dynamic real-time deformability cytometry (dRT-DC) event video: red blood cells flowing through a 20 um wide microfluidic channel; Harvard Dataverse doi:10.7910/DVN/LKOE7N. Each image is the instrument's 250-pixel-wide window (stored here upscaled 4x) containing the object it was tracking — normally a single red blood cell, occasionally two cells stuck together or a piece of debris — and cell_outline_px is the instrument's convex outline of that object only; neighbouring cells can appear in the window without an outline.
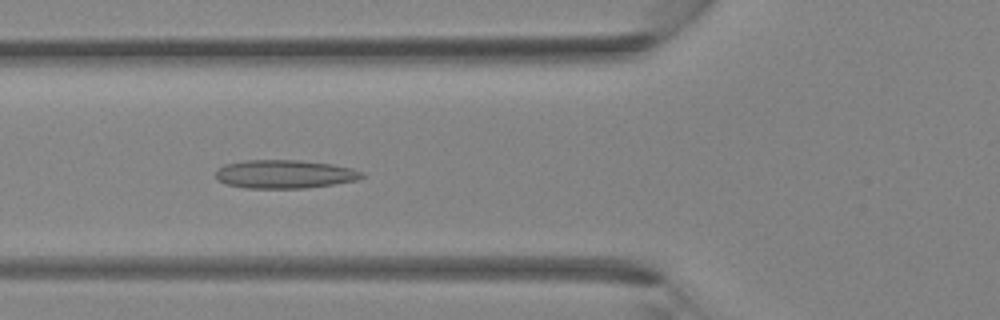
{"species": "Egyptian fruit bat (a non-hibernating species)", "species_latin": "Rousettus aegyptiacus", "temperature_condition": "room temperature", "stored_images_in_passage": 35, "camera_frame_rate_fps": 3000, "um_per_image_px": 0.085, "animal": {"sex": "female"}, "frame": {"image": 1, "passage_image": 14, "time_ms": 4.333, "image_size_px": [1000, 320], "cell_outline_px": [[364, 176], [356, 180], [332, 184], [304, 188], [244, 188], [224, 184], [216, 180], [216, 172], [224, 164], [244, 160], [296, 160], [332, 164], [352, 168], [364, 172]], "centroid_in_image_um": [24.16, 14.8], "position_along_channel_um": 101.6, "area_um2": 24.28}}
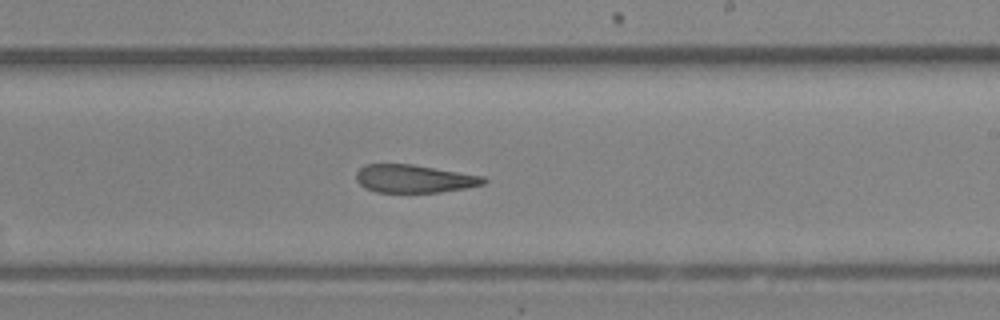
{"frame": {"image": 2, "passage_image": 23, "time_ms": 7.333, "image_size_px": [1000, 320], "cell_outline_px": [[488, 180], [484, 184], [464, 188], [440, 192], [376, 192], [364, 188], [356, 180], [356, 172], [364, 164], [412, 164], [484, 176]], "centroid_in_image_um": [35.18, 15.19], "position_along_channel_um": 253.8, "area_um2": 20.81}}
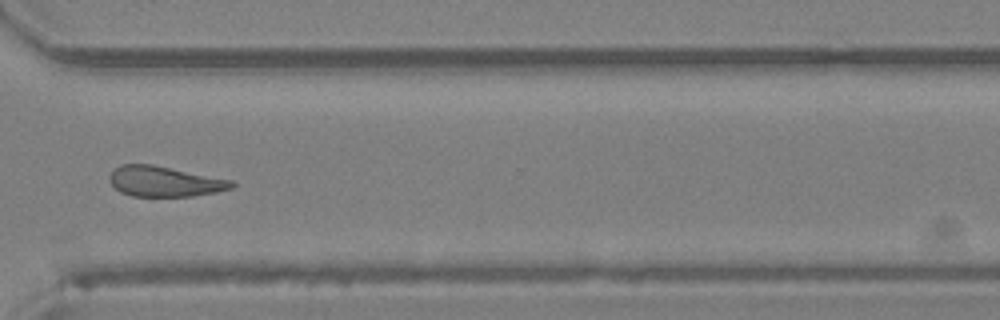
{"frame": {"image": 3, "passage_image": 29, "time_ms": 9.333, "image_size_px": [1000, 320], "cell_outline_px": [[236, 184], [232, 188], [216, 192], [192, 196], [132, 196], [120, 192], [108, 180], [108, 176], [120, 164], [152, 164], [236, 180]], "centroid_in_image_um": [14.03, 15.41], "position_along_channel_um": 356.6, "area_um2": 21.85}}